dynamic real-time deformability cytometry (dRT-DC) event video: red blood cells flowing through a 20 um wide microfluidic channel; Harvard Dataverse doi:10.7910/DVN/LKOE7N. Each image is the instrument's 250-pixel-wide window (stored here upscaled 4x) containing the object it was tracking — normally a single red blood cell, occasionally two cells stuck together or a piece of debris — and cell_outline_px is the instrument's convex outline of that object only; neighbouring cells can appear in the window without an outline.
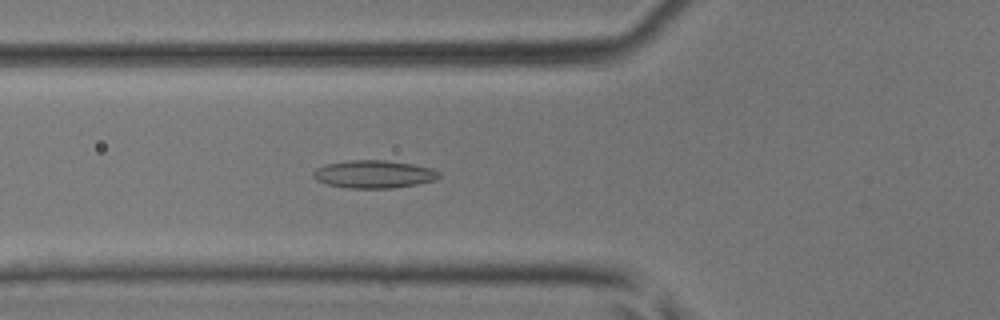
{"species": "common noctule bat (a hibernating species)", "species_latin": "Nyctalus noctula", "temperature_condition": "room temperature", "stored_images_in_passage": 37, "camera_frame_rate_fps": 3000, "um_per_image_px": 0.085, "animal": {"sex": "male", "body_mass_g": 17.9, "forearm_length_mm": 54.2}, "frame": {"image": 1, "passage_image": 11, "time_ms": 3.333, "image_size_px": [1000, 320], "cell_outline_px": [[440, 176], [436, 180], [416, 184], [392, 188], [348, 188], [328, 184], [316, 180], [312, 176], [312, 172], [316, 168], [324, 164], [348, 160], [384, 160], [412, 164], [432, 168], [440, 172]], "centroid_in_image_um": [31.76, 14.8], "position_along_channel_um": 94.0, "area_um2": 20.46}}
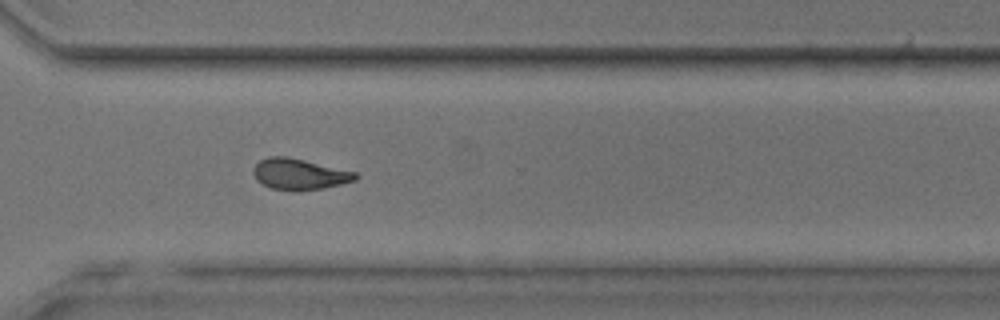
{"frame": {"image": 2, "passage_image": 28, "time_ms": 9.0, "image_size_px": [1000, 320], "cell_outline_px": [[360, 176], [356, 180], [324, 188], [272, 188], [256, 180], [252, 172], [256, 164], [260, 160], [268, 156], [288, 156], [356, 172]], "centroid_in_image_um": [25.46, 14.75], "position_along_channel_um": 345.1, "area_um2": 17.86}}
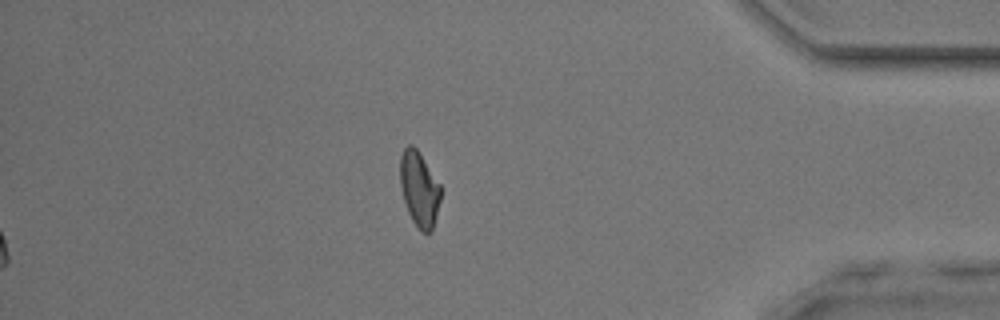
{"frame": {"image": 3, "passage_image": 34, "time_ms": 11.0, "image_size_px": [1000, 320], "cell_outline_px": [[440, 200], [432, 232], [420, 232], [416, 228], [408, 212], [400, 188], [400, 156], [404, 148], [408, 144], [412, 144], [416, 148], [440, 184]], "centroid_in_image_um": [35.62, 16.08], "position_along_channel_um": 399.6, "area_um2": 17.74}}